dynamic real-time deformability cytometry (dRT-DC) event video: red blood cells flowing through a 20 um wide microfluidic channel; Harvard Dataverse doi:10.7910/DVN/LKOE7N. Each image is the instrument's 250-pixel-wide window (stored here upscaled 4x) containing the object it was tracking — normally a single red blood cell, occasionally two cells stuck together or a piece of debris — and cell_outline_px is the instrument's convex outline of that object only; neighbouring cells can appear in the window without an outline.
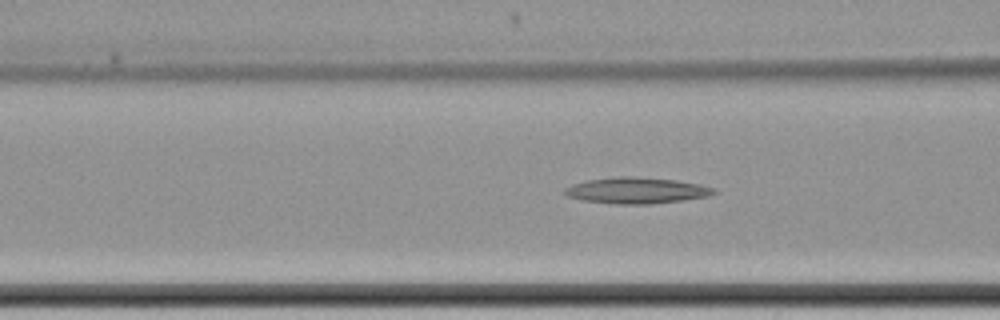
{"species": "common noctule bat (a hibernating species)", "species_latin": "Nyctalus noctula", "temperature_condition": "cold", "stored_images_in_passage": 54, "segment_of_instrument_passage": [1, 2], "camera_frame_rate_fps": 3000, "um_per_image_px": 0.085, "animal": {"sex": "female", "body_mass_g": 22.7, "forearm_length_mm": 54.2}, "frame": {"image": 1, "passage_image": 30, "time_ms": 9.667, "image_size_px": [1000, 320], "cell_outline_px": [[716, 192], [708, 196], [684, 200], [652, 204], [616, 204], [584, 200], [568, 196], [564, 192], [564, 188], [572, 184], [588, 180], [620, 176], [632, 176], [676, 180], [700, 184], [716, 188]], "centroid_in_image_um": [54.14, 16.19], "position_along_channel_um": 112.5, "area_um2": 22.66}}
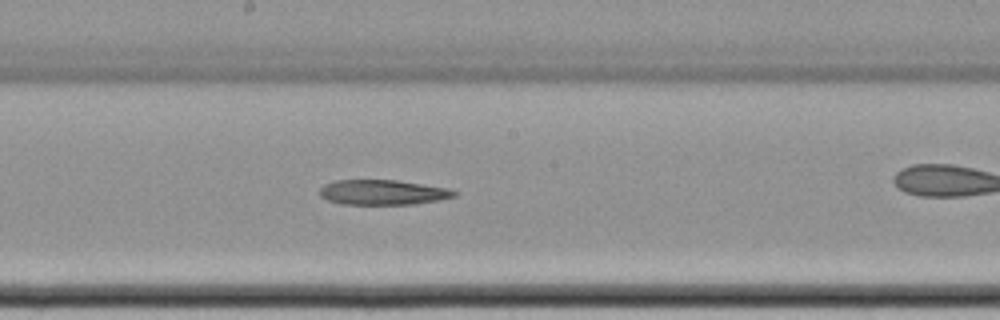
{"frame": {"image": 2, "passage_image": 39, "time_ms": 12.667, "image_size_px": [1000, 320], "cell_outline_px": [[456, 196], [440, 200], [416, 204], [340, 204], [328, 200], [320, 196], [320, 188], [324, 184], [336, 180], [396, 180], [448, 188], [456, 192]], "centroid_in_image_um": [32.53, 16.35], "position_along_channel_um": 215.7, "area_um2": 19.59}}
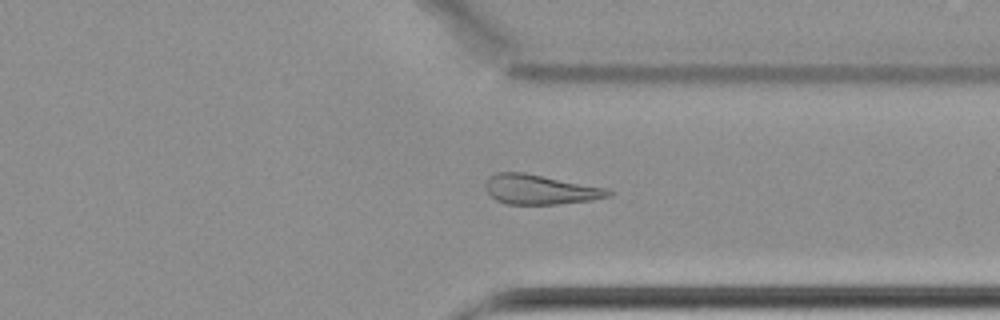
{"frame": {"image": 3, "passage_image": 52, "time_ms": 17.0, "image_size_px": [1000, 320], "cell_outline_px": [[612, 196], [592, 200], [556, 204], [508, 204], [496, 200], [488, 192], [484, 184], [488, 176], [496, 172], [524, 172], [604, 188], [612, 192]], "centroid_in_image_um": [45.86, 16.1], "position_along_channel_um": 365.5, "area_um2": 21.1}}